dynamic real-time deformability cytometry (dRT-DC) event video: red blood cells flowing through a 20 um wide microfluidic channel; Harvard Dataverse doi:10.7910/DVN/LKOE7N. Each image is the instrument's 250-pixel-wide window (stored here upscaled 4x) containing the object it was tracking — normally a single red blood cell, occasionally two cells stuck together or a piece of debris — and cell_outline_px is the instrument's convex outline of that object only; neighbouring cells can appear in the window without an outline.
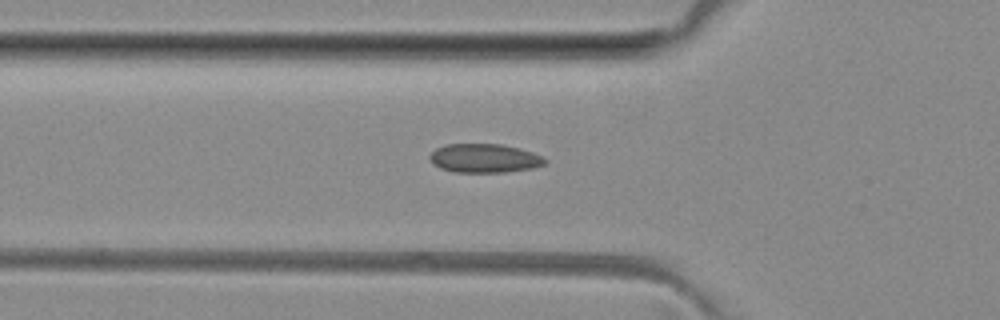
{"species": "common noctule bat (a hibernating species)", "species_latin": "Nyctalus noctula", "temperature_condition": "room temperature", "stored_images_in_passage": 4, "camera_frame_rate_fps": 3000, "um_per_image_px": 0.085, "animal": {"sex": "female", "body_mass_g": 29.2, "forearm_length_mm": 56.3}, "frame": {"image": 1, "passage_image": 4, "time_ms": 4.333, "image_size_px": [1000, 320], "cell_outline_px": [[548, 160], [544, 164], [532, 168], [504, 172], [456, 172], [440, 168], [432, 164], [428, 156], [436, 148], [444, 144], [500, 144], [520, 148], [544, 156]], "centroid_in_image_um": [41.17, 13.44], "position_along_channel_um": 84.6, "area_um2": 19.48}}